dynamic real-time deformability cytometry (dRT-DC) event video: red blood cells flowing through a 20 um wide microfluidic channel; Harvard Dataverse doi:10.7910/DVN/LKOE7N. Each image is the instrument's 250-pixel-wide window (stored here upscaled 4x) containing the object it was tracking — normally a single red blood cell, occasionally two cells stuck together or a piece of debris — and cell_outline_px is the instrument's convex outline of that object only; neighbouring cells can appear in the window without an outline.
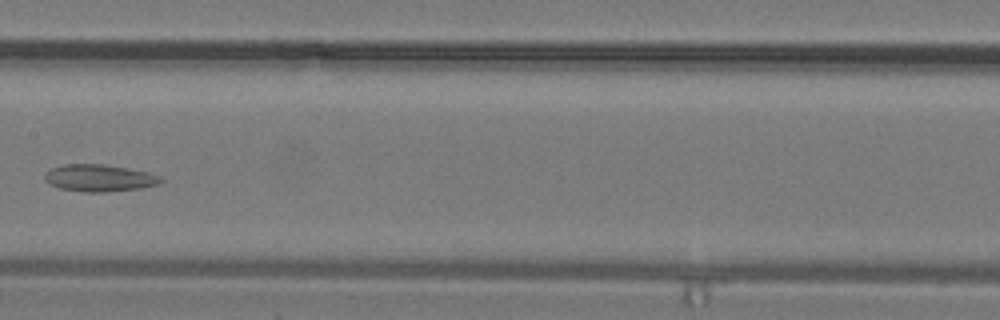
{"species": "common noctule bat (a hibernating species)", "species_latin": "Nyctalus noctula", "temperature_condition": "warm", "stored_images_in_passage": 30, "camera_frame_rate_fps": 3000, "um_per_image_px": 0.085, "animal": {"sex": "male", "body_mass_g": 19.2, "forearm_length_mm": 51.8}, "frame": {"image": 1, "passage_image": 15, "time_ms": 4.667, "image_size_px": [1000, 320], "cell_outline_px": [[164, 180], [160, 184], [140, 188], [104, 192], [84, 192], [60, 188], [48, 184], [44, 180], [44, 172], [52, 168], [64, 164], [104, 164], [128, 168], [148, 172], [160, 176]], "centroid_in_image_um": [8.43, 15.13], "position_along_channel_um": 199.0, "area_um2": 18.44}}
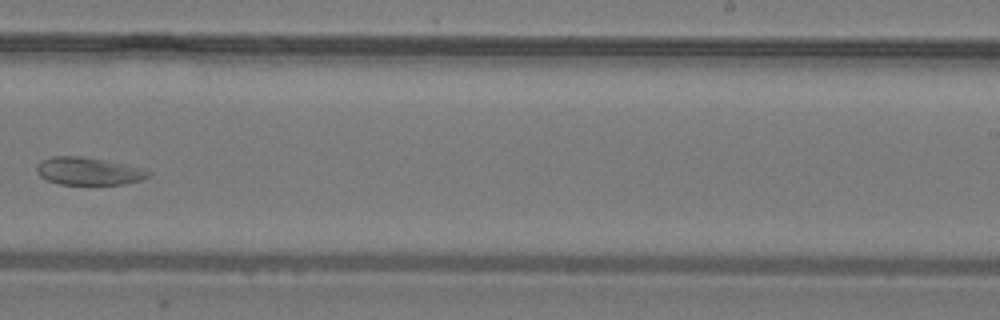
{"frame": {"image": 2, "passage_image": 19, "time_ms": 6.0, "image_size_px": [1000, 320], "cell_outline_px": [[152, 176], [140, 180], [124, 184], [88, 188], [60, 184], [48, 180], [40, 176], [36, 172], [36, 164], [40, 160], [52, 156], [80, 156], [104, 160], [124, 164], [140, 168], [152, 172]], "centroid_in_image_um": [7.51, 14.6], "position_along_channel_um": 281.5, "area_um2": 18.9}}
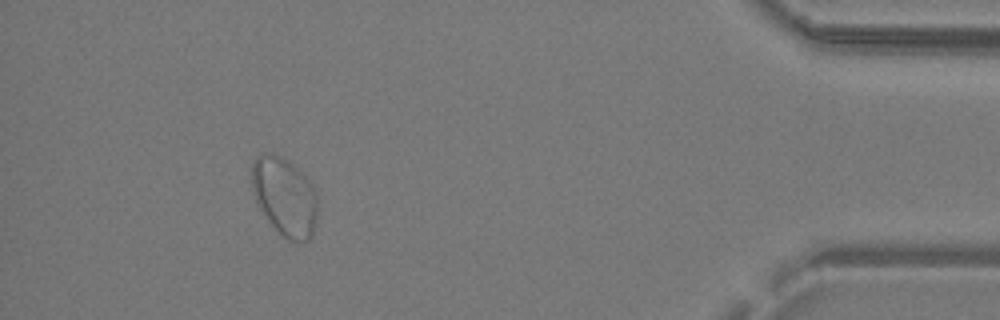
{"frame": {"image": 3, "passage_image": 28, "time_ms": 9.0, "image_size_px": [1000, 320], "cell_outline_px": [[316, 216], [312, 236], [308, 240], [288, 240], [268, 220], [260, 208], [252, 192], [252, 164], [256, 156], [264, 152], [276, 152], [288, 160], [312, 184], [316, 192]], "centroid_in_image_um": [24.17, 16.65], "position_along_channel_um": 411.0, "area_um2": 29.77}}